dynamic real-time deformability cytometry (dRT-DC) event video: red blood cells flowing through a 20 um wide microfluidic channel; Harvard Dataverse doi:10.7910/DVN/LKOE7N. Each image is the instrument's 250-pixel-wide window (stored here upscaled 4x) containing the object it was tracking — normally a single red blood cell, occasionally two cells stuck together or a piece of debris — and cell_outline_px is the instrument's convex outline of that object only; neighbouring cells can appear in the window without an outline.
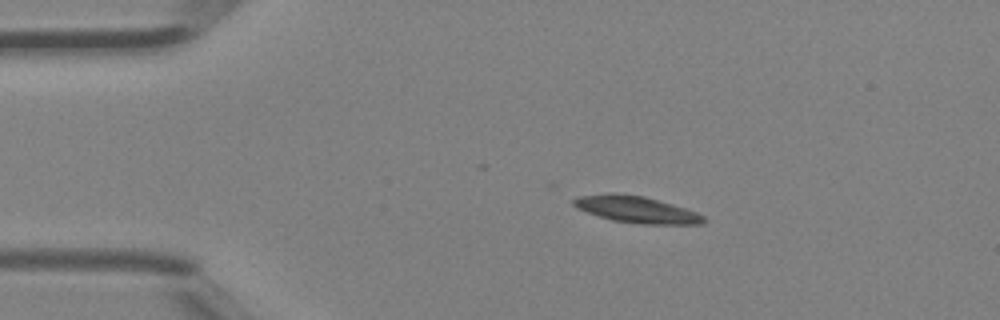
{"species": "Egyptian fruit bat (a non-hibernating species)", "species_latin": "Rousettus aegyptiacus", "temperature_condition": "room temperature", "stored_images_in_passage": 39, "camera_frame_rate_fps": 3000, "um_per_image_px": 0.085, "animal": {"sex": "female"}, "frame": {"image": 1, "passage_image": 1, "time_ms": 0.0, "image_size_px": [1000, 320], "cell_outline_px": [[708, 220], [704, 224], [644, 224], [612, 220], [576, 208], [572, 204], [572, 200], [580, 196], [608, 192], [612, 192], [644, 196], [672, 204], [696, 212], [704, 216]], "centroid_in_image_um": [54.1, 17.8], "position_along_channel_um": 30.9, "area_um2": 20.17}}
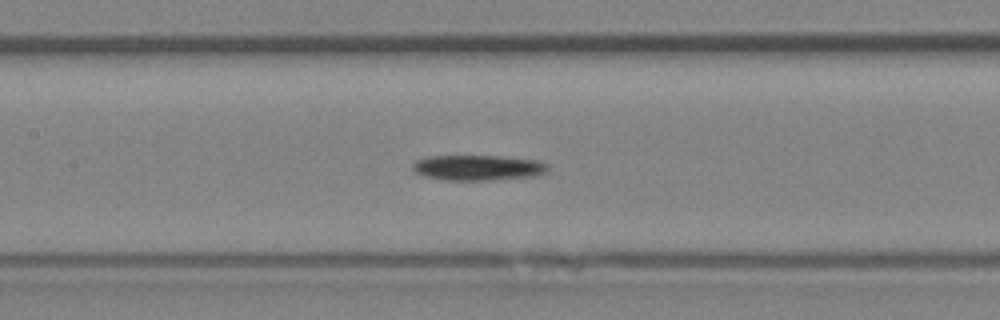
{"frame": {"image": 2, "passage_image": 14, "time_ms": 4.333, "image_size_px": [1000, 320], "cell_outline_px": [[548, 172], [536, 176], [492, 180], [444, 180], [424, 176], [416, 172], [412, 168], [412, 164], [416, 160], [428, 156], [500, 156], [540, 160], [548, 164]], "centroid_in_image_um": [40.67, 14.25], "position_along_channel_um": 166.7, "area_um2": 20.23}}
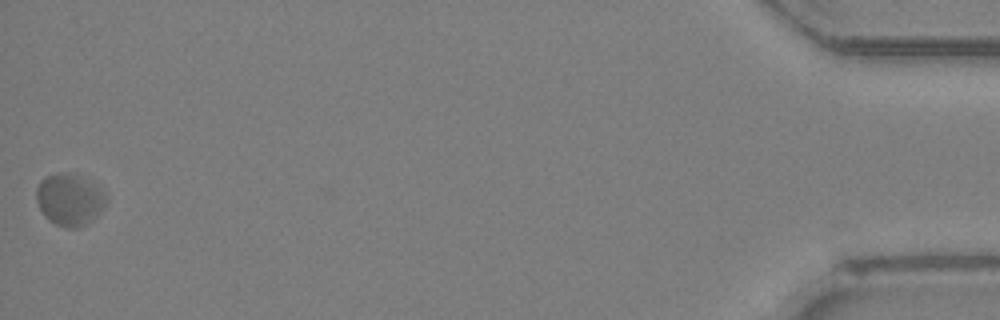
{"frame": {"image": 3, "passage_image": 39, "time_ms": 12.667, "image_size_px": [1000, 320], "cell_outline_px": [[108, 200], [100, 212], [96, 216], [84, 224], [76, 228], [68, 228], [56, 224], [48, 220], [44, 216], [36, 200], [36, 188], [40, 180], [44, 176], [60, 172], [68, 172], [108, 192]], "centroid_in_image_um": [5.9, 16.96], "position_along_channel_um": 429.3, "area_um2": 21.04}, "authors_computed_cell_mechanics": {"area_um2": 19.652, "velocity_mm_per_s": 4.326, "shape_relaxation_time_tau1_ms": 5.1489, "shape_relaxation_time_tau2_ms": null, "deformation_change_tau1": 0.0808, "deformation_change_tau2": null}}